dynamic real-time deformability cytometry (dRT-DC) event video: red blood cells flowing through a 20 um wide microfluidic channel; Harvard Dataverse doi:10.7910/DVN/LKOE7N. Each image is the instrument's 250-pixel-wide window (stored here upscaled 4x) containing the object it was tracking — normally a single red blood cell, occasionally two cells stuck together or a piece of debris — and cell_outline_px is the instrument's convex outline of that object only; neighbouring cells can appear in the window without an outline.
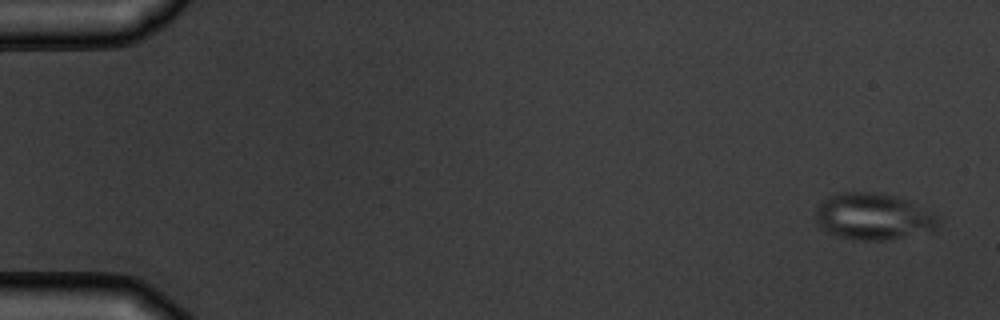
{"species": "common noctule bat (a hibernating species)", "species_latin": "Nyctalus noctula", "temperature_condition": "warm", "stored_images_in_passage": 4, "camera_frame_rate_fps": 3000, "um_per_image_px": 0.085, "animal": {"sex": "male", "body_mass_g": 19.5, "forearm_length_mm": 54.6}, "frame": {"image": 1, "passage_image": 1, "time_ms": 0.0, "image_size_px": [1000, 320], "cell_outline_px": [[940, 220], [932, 228], [888, 240], [852, 240], [836, 236], [820, 228], [816, 220], [816, 208], [824, 200], [832, 196], [844, 192], [868, 192], [892, 196], [916, 204], [932, 212]], "centroid_in_image_um": [74.14, 18.41], "position_along_channel_um": 10.9, "area_um2": 32.37}}